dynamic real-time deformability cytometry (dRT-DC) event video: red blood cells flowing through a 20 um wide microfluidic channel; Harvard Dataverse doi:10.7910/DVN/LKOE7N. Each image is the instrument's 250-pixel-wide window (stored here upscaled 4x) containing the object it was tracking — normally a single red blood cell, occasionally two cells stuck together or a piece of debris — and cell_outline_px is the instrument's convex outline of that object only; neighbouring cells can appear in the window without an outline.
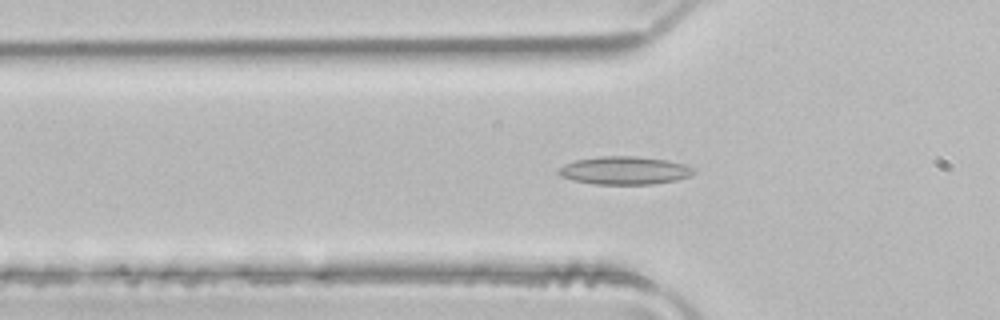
{"species": "common noctule bat (a hibernating species)", "species_latin": "Nyctalus noctula", "temperature_condition": "room temperature", "stored_images_in_passage": 40, "camera_frame_rate_fps": 3000, "um_per_image_px": 0.085, "animal": {"sex": "male", "body_mass_g": 21.5, "forearm_length_mm": 52.0}, "frame": {"image": 1, "passage_image": 6, "time_ms": 1.667, "image_size_px": [1000, 320], "cell_outline_px": [[696, 172], [692, 176], [676, 180], [652, 184], [596, 184], [572, 180], [560, 176], [556, 172], [564, 164], [576, 160], [600, 156], [640, 156], [664, 160], [684, 164], [692, 168]], "centroid_in_image_um": [53.08, 14.49], "position_along_channel_um": 72.7, "area_um2": 22.08}}
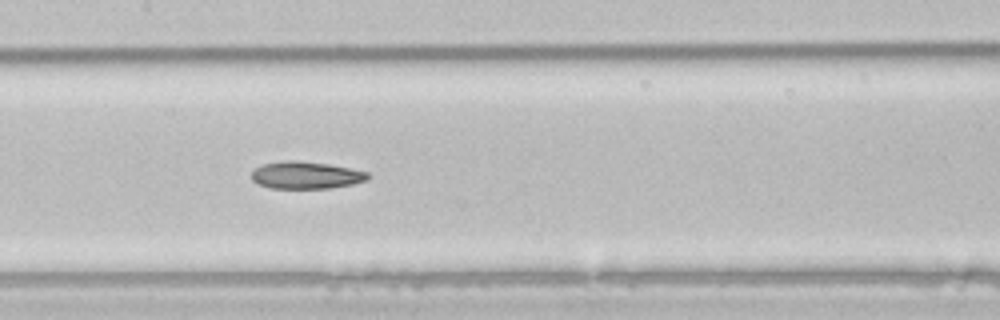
{"frame": {"image": 2, "passage_image": 14, "time_ms": 4.333, "image_size_px": [1000, 320], "cell_outline_px": [[368, 180], [352, 184], [332, 188], [268, 188], [252, 180], [252, 172], [260, 164], [284, 160], [296, 160], [328, 164], [368, 172]], "centroid_in_image_um": [25.98, 14.89], "position_along_channel_um": 181.4, "area_um2": 18.44}}
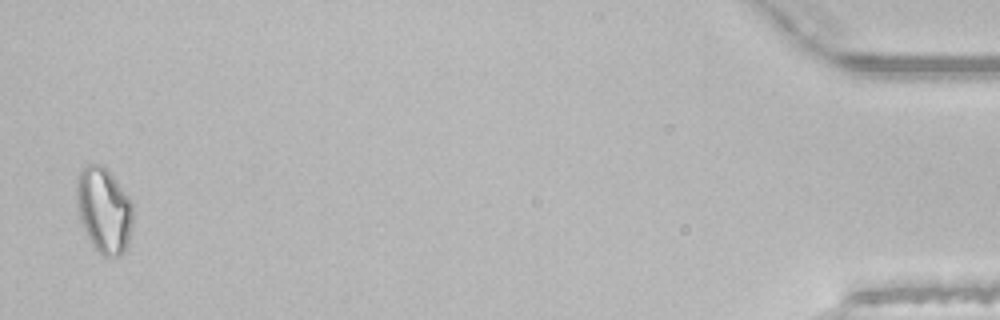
{"frame": {"image": 3, "passage_image": 39, "time_ms": 12.667, "image_size_px": [1000, 320], "cell_outline_px": [[132, 224], [128, 244], [124, 252], [120, 256], [104, 256], [92, 244], [84, 232], [76, 208], [76, 176], [88, 164], [104, 164], [132, 200]], "centroid_in_image_um": [8.82, 17.83], "position_along_channel_um": 426.4, "area_um2": 28.5}}